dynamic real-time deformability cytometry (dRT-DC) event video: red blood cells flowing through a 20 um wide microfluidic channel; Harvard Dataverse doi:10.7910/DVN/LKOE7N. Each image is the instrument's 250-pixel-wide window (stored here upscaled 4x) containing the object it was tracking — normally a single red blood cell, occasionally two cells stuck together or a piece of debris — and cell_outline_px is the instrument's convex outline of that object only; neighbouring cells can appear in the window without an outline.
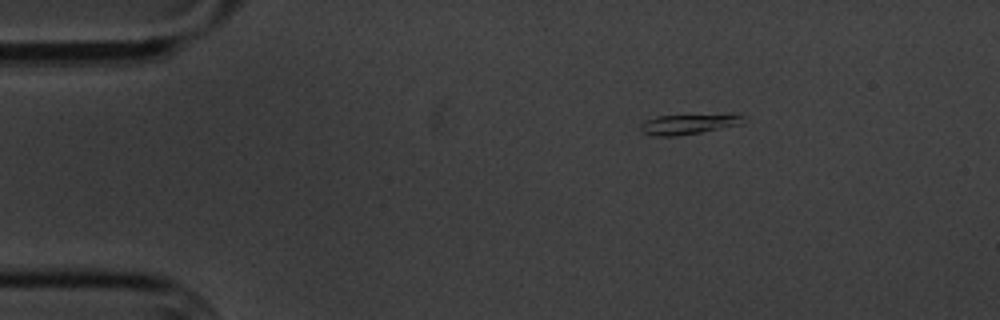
{"species": "common noctule bat (a hibernating species)", "species_latin": "Nyctalus noctula", "temperature_condition": "cold", "stored_images_in_passage": 2, "camera_frame_rate_fps": 3000, "um_per_image_px": 0.085, "animal": {"sex": "male", "body_mass_g": 20.1, "forearm_length_mm": 53.5}, "frame": {"image": 1, "passage_image": 1, "time_ms": 0.0, "image_size_px": [1000, 320], "cell_outline_px": [[748, 120], [740, 124], [700, 132], [676, 136], [656, 136], [640, 132], [640, 124], [656, 116], [728, 112], [736, 112], [744, 116]], "centroid_in_image_um": [58.64, 10.49], "position_along_channel_um": 26.4, "area_um2": 12.77}}